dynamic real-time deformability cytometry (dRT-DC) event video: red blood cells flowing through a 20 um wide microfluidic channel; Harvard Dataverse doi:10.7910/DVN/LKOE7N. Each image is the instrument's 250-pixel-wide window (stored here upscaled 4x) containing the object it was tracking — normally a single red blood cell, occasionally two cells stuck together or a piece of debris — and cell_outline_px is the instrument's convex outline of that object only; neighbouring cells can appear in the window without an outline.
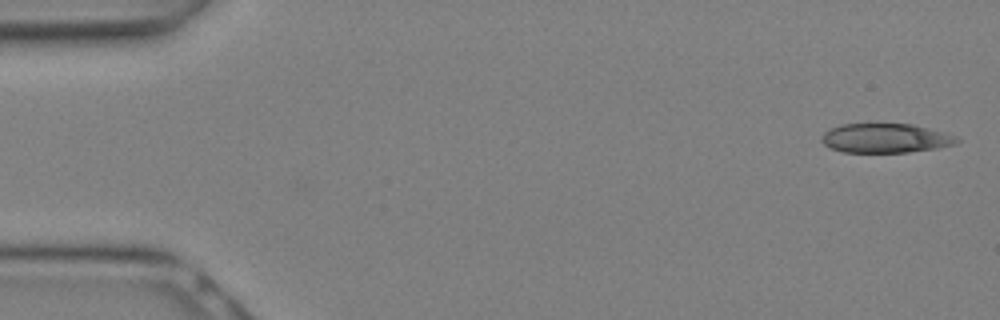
{"species": "Egyptian fruit bat (a non-hibernating species)", "species_latin": "Rousettus aegyptiacus", "temperature_condition": "warm", "stored_images_in_passage": 10, "camera_frame_rate_fps": 3000, "um_per_image_px": 0.085, "animal": {"sex": "female"}, "frame": {"image": 1, "passage_image": 1, "time_ms": 0.0, "image_size_px": [1000, 320], "cell_outline_px": [[960, 140], [956, 144], [936, 148], [908, 152], [844, 152], [832, 148], [824, 144], [820, 140], [820, 136], [824, 132], [840, 124], [912, 124], [944, 132], [956, 136]], "centroid_in_image_um": [75.26, 11.74], "position_along_channel_um": 9.7, "area_um2": 23.0}}
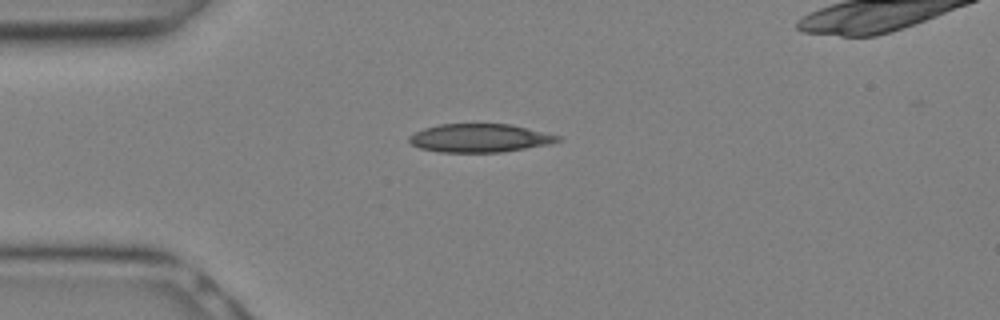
{"frame": {"image": 2, "passage_image": 7, "time_ms": 2.0, "image_size_px": [1000, 320], "cell_outline_px": [[560, 140], [548, 144], [500, 152], [440, 152], [420, 148], [412, 144], [408, 140], [408, 136], [424, 128], [440, 124], [512, 124], [560, 136]], "centroid_in_image_um": [40.74, 11.73], "position_along_channel_um": 44.3, "area_um2": 24.33}}